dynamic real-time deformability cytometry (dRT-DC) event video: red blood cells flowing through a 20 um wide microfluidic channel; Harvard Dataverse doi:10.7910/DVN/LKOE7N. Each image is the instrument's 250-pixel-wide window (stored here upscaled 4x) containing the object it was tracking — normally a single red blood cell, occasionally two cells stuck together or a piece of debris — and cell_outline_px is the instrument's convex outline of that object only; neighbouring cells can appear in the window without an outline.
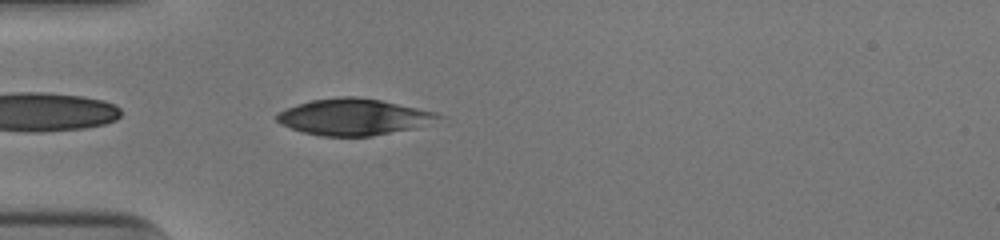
{"species": "human", "species_latin": "Homo sapiens", "temperature_condition": "cold", "stored_images_in_passage": 38, "camera_frame_rate_fps": 3000, "um_per_image_px": 0.085, "donor": {"sex": "male"}, "frame": {"image": 1, "passage_image": 2, "time_ms": 0.333, "image_size_px": [1000, 240], "cell_outline_px": [[444, 116], [416, 128], [372, 136], [320, 136], [304, 132], [280, 124], [276, 120], [276, 116], [280, 112], [288, 108], [312, 100], [340, 96], [356, 96], [380, 100], [436, 112]], "centroid_in_image_um": [30.07, 9.94], "position_along_channel_um": 54.9, "area_um2": 33.87}}
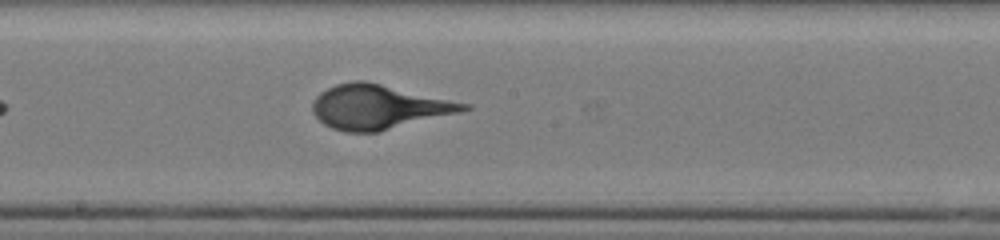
{"frame": {"image": 2, "passage_image": 15, "time_ms": 4.667, "image_size_px": [1000, 240], "cell_outline_px": [[472, 108], [460, 112], [380, 132], [344, 132], [332, 128], [324, 124], [312, 112], [312, 100], [320, 92], [336, 84], [352, 80], [364, 80], [472, 104]], "centroid_in_image_um": [32.18, 9.09], "position_along_channel_um": 216.0, "area_um2": 39.25}}
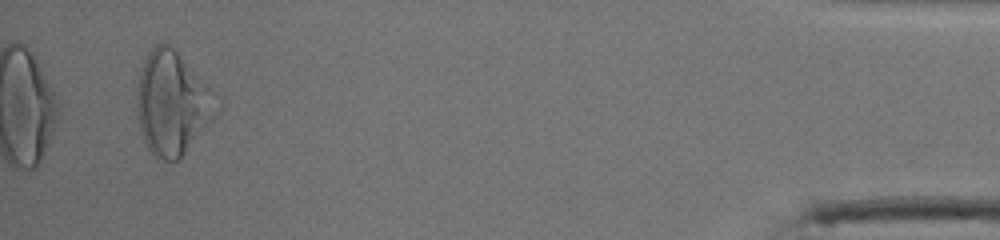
{"frame": {"image": 3, "passage_image": 36, "time_ms": 11.667, "image_size_px": [1000, 240], "cell_outline_px": [[212, 120], [184, 152], [176, 160], [156, 160], [148, 148], [140, 132], [136, 116], [136, 96], [140, 72], [144, 60], [148, 52], [156, 44], [168, 44], [176, 52], [184, 64], [212, 116]], "centroid_in_image_um": [14.34, 8.9], "position_along_channel_um": 420.9, "area_um2": 43.35}}